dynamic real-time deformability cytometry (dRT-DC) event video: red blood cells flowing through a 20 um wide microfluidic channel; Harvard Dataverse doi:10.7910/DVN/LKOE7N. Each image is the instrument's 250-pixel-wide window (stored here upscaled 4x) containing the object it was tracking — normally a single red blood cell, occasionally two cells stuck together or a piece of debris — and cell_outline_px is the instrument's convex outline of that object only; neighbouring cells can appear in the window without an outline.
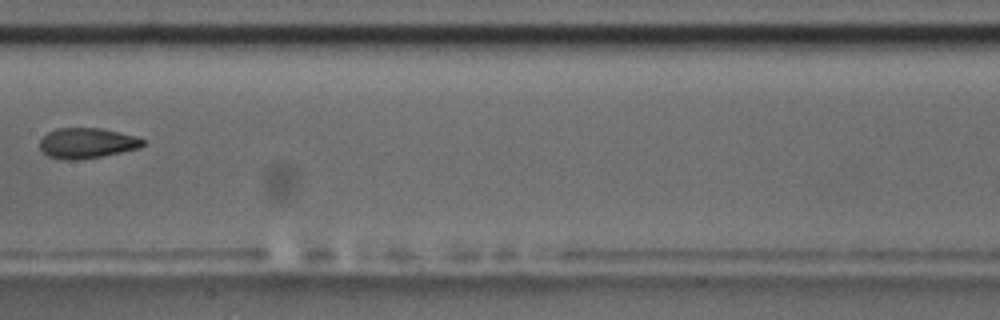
{"species": "common noctule bat (a hibernating species)", "species_latin": "Nyctalus noctula", "temperature_condition": "room temperature", "stored_images_in_passage": 6, "camera_frame_rate_fps": 3000, "um_per_image_px": 0.085, "animal": {"sex": "male", "body_mass_g": 17.5, "forearm_length_mm": 52.3}, "frame": {"image": 1, "passage_image": 6, "time_ms": 6.0, "image_size_px": [1000, 320], "cell_outline_px": [[144, 144], [140, 148], [100, 156], [76, 160], [64, 160], [48, 156], [40, 148], [40, 140], [48, 132], [56, 128], [100, 128], [120, 132], [136, 136], [144, 140]], "centroid_in_image_um": [7.38, 12.16], "position_along_channel_um": 200.0, "area_um2": 18.15}}